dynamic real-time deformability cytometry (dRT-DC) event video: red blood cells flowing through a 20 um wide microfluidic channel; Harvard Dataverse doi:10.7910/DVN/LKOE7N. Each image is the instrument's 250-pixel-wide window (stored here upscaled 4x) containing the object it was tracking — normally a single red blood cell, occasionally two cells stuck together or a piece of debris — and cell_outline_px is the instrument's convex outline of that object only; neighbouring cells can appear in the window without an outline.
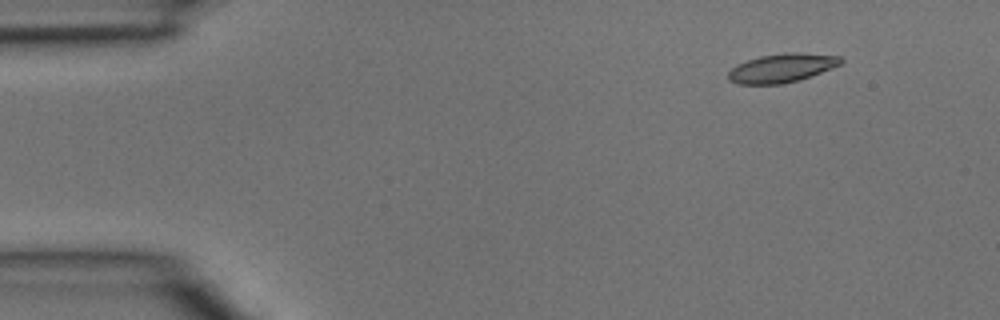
{"species": "common noctule bat (a hibernating species)", "species_latin": "Nyctalus noctula", "temperature_condition": "room temperature", "stored_images_in_passage": 3, "camera_frame_rate_fps": 3000, "um_per_image_px": 0.085, "animal": {"sex": "male", "body_mass_g": 15.6}, "frame": {"image": 1, "passage_image": 1, "time_ms": 0.0, "image_size_px": [1000, 320], "cell_outline_px": [[844, 60], [840, 64], [832, 68], [800, 80], [784, 84], [736, 84], [728, 80], [728, 72], [736, 64], [760, 56], [784, 52], [800, 52], [840, 56]], "centroid_in_image_um": [66.45, 5.78], "position_along_channel_um": 18.6, "area_um2": 19.07}}
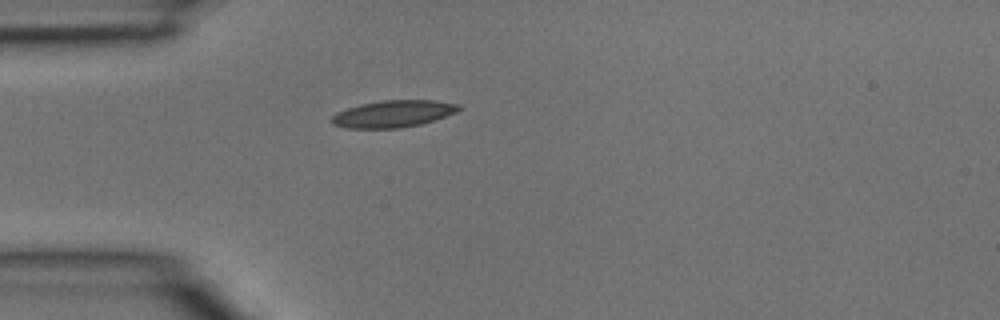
{"frame": {"image": 2, "passage_image": 3, "time_ms": 0.667, "image_size_px": [1000, 320], "cell_outline_px": [[464, 108], [456, 112], [420, 124], [400, 128], [348, 128], [332, 124], [328, 120], [336, 112], [360, 104], [380, 100], [436, 100], [460, 104]], "centroid_in_image_um": [33.41, 9.66], "position_along_channel_um": 51.6, "area_um2": 20.06}}